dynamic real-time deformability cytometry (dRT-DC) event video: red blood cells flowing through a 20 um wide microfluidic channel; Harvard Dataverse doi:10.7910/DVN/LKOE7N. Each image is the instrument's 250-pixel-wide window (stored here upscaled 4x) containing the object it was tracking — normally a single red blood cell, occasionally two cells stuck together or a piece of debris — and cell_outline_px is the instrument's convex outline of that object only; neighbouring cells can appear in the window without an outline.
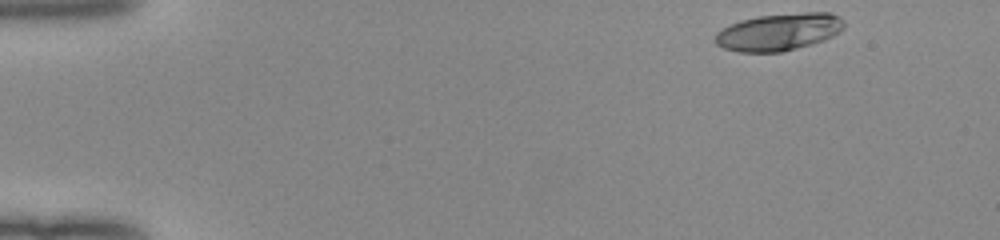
{"species": "human", "species_latin": "Homo sapiens", "temperature_condition": "room temperature", "stored_images_in_passage": 47, "camera_frame_rate_fps": 3000, "um_per_image_px": 0.085, "donor": {"sex": "female"}, "frame": {"image": 1, "passage_image": 1, "time_ms": 0.0, "image_size_px": [1000, 240], "cell_outline_px": [[844, 28], [840, 32], [824, 40], [812, 44], [784, 52], [740, 52], [724, 48], [716, 44], [716, 32], [720, 28], [740, 20], [760, 16], [804, 12], [832, 12], [840, 16], [844, 20]], "centroid_in_image_um": [66.23, 2.71], "position_along_channel_um": 18.8, "area_um2": 28.21}}
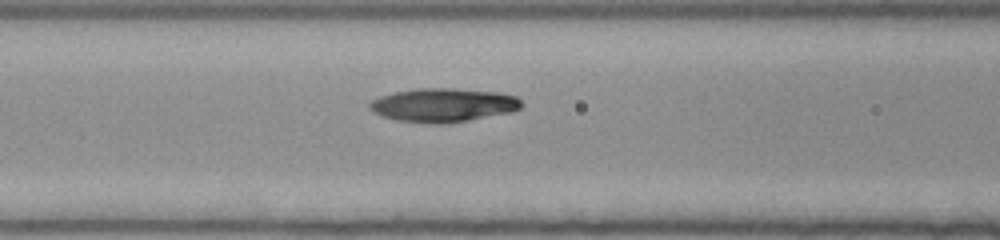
{"frame": {"image": 2, "passage_image": 18, "time_ms": 5.667, "image_size_px": [1000, 240], "cell_outline_px": [[524, 104], [520, 108], [512, 112], [468, 120], [444, 124], [428, 124], [396, 120], [384, 116], [368, 108], [368, 104], [372, 100], [380, 96], [392, 92], [416, 88], [452, 88], [500, 92], [516, 96]], "centroid_in_image_um": [37.69, 8.92], "position_along_channel_um": 128.9, "area_um2": 30.06}}
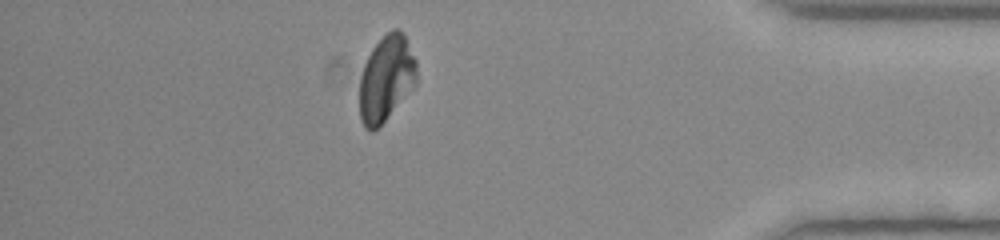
{"frame": {"image": 3, "passage_image": 41, "time_ms": 13.333, "image_size_px": [1000, 240], "cell_outline_px": [[416, 88], [372, 132], [368, 132], [364, 128], [360, 120], [360, 76], [364, 64], [372, 48], [392, 28], [396, 28], [404, 36], [416, 60]], "centroid_in_image_um": [32.83, 6.71], "position_along_channel_um": 402.4, "area_um2": 28.55}, "authors_computed_cell_mechanics": {"area_um2": 29.478, "velocity_mm_per_s": 4.012, "shape_relaxation_time_tau1_ms": 4.7836, "shape_relaxation_time_tau2_ms": 4.4299, "deformation_change_tau1": 0.1775, "deformation_change_tau2": 0.0644}}